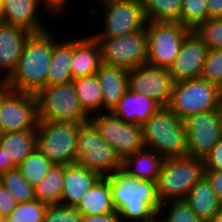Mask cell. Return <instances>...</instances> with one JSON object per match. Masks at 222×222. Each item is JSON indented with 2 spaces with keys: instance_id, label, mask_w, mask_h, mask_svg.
I'll return each mask as SVG.
<instances>
[{
  "instance_id": "ac0fdd59",
  "label": "cell",
  "mask_w": 222,
  "mask_h": 222,
  "mask_svg": "<svg viewBox=\"0 0 222 222\" xmlns=\"http://www.w3.org/2000/svg\"><path fill=\"white\" fill-rule=\"evenodd\" d=\"M161 107L147 95L127 90L110 112L126 123L142 126Z\"/></svg>"
},
{
  "instance_id": "484cf974",
  "label": "cell",
  "mask_w": 222,
  "mask_h": 222,
  "mask_svg": "<svg viewBox=\"0 0 222 222\" xmlns=\"http://www.w3.org/2000/svg\"><path fill=\"white\" fill-rule=\"evenodd\" d=\"M73 57V40L58 41L54 38V48L47 74V86L63 84L73 80L71 61Z\"/></svg>"
},
{
  "instance_id": "f907efd6",
  "label": "cell",
  "mask_w": 222,
  "mask_h": 222,
  "mask_svg": "<svg viewBox=\"0 0 222 222\" xmlns=\"http://www.w3.org/2000/svg\"><path fill=\"white\" fill-rule=\"evenodd\" d=\"M6 221V217L3 215H0V222H5Z\"/></svg>"
},
{
  "instance_id": "2e32d148",
  "label": "cell",
  "mask_w": 222,
  "mask_h": 222,
  "mask_svg": "<svg viewBox=\"0 0 222 222\" xmlns=\"http://www.w3.org/2000/svg\"><path fill=\"white\" fill-rule=\"evenodd\" d=\"M209 49L201 38L191 30L184 38L179 53L168 68L175 82L199 78L202 74Z\"/></svg>"
},
{
  "instance_id": "f6af8a7d",
  "label": "cell",
  "mask_w": 222,
  "mask_h": 222,
  "mask_svg": "<svg viewBox=\"0 0 222 222\" xmlns=\"http://www.w3.org/2000/svg\"><path fill=\"white\" fill-rule=\"evenodd\" d=\"M17 168L12 160L8 157V155L6 154V151H4L1 147H0V174L4 173V172H8L9 170H13Z\"/></svg>"
},
{
  "instance_id": "836d02e7",
  "label": "cell",
  "mask_w": 222,
  "mask_h": 222,
  "mask_svg": "<svg viewBox=\"0 0 222 222\" xmlns=\"http://www.w3.org/2000/svg\"><path fill=\"white\" fill-rule=\"evenodd\" d=\"M47 207V203L37 199L18 203L6 220L9 222H43Z\"/></svg>"
},
{
  "instance_id": "603a6c76",
  "label": "cell",
  "mask_w": 222,
  "mask_h": 222,
  "mask_svg": "<svg viewBox=\"0 0 222 222\" xmlns=\"http://www.w3.org/2000/svg\"><path fill=\"white\" fill-rule=\"evenodd\" d=\"M164 160L157 152L144 148L125 157L121 170L133 178L156 182Z\"/></svg>"
},
{
  "instance_id": "74e56055",
  "label": "cell",
  "mask_w": 222,
  "mask_h": 222,
  "mask_svg": "<svg viewBox=\"0 0 222 222\" xmlns=\"http://www.w3.org/2000/svg\"><path fill=\"white\" fill-rule=\"evenodd\" d=\"M82 214L73 206L62 204L48 205L43 222H81Z\"/></svg>"
},
{
  "instance_id": "7402d4cb",
  "label": "cell",
  "mask_w": 222,
  "mask_h": 222,
  "mask_svg": "<svg viewBox=\"0 0 222 222\" xmlns=\"http://www.w3.org/2000/svg\"><path fill=\"white\" fill-rule=\"evenodd\" d=\"M96 75L101 85L102 110L110 112L128 90V70L101 64Z\"/></svg>"
},
{
  "instance_id": "b9f144b4",
  "label": "cell",
  "mask_w": 222,
  "mask_h": 222,
  "mask_svg": "<svg viewBox=\"0 0 222 222\" xmlns=\"http://www.w3.org/2000/svg\"><path fill=\"white\" fill-rule=\"evenodd\" d=\"M81 222H120L118 212L109 214L82 216Z\"/></svg>"
},
{
  "instance_id": "5b68a950",
  "label": "cell",
  "mask_w": 222,
  "mask_h": 222,
  "mask_svg": "<svg viewBox=\"0 0 222 222\" xmlns=\"http://www.w3.org/2000/svg\"><path fill=\"white\" fill-rule=\"evenodd\" d=\"M74 164L107 177L121 169L122 160L89 120L79 126Z\"/></svg>"
},
{
  "instance_id": "f5cc1de1",
  "label": "cell",
  "mask_w": 222,
  "mask_h": 222,
  "mask_svg": "<svg viewBox=\"0 0 222 222\" xmlns=\"http://www.w3.org/2000/svg\"><path fill=\"white\" fill-rule=\"evenodd\" d=\"M2 23H3V22H2L1 13H0V25H1Z\"/></svg>"
},
{
  "instance_id": "4fadbf2b",
  "label": "cell",
  "mask_w": 222,
  "mask_h": 222,
  "mask_svg": "<svg viewBox=\"0 0 222 222\" xmlns=\"http://www.w3.org/2000/svg\"><path fill=\"white\" fill-rule=\"evenodd\" d=\"M38 101L35 94L10 90L0 102V131L36 130Z\"/></svg>"
},
{
  "instance_id": "cb8c5ba5",
  "label": "cell",
  "mask_w": 222,
  "mask_h": 222,
  "mask_svg": "<svg viewBox=\"0 0 222 222\" xmlns=\"http://www.w3.org/2000/svg\"><path fill=\"white\" fill-rule=\"evenodd\" d=\"M185 201L203 222H212L221 206L205 176L193 185Z\"/></svg>"
},
{
  "instance_id": "3957f363",
  "label": "cell",
  "mask_w": 222,
  "mask_h": 222,
  "mask_svg": "<svg viewBox=\"0 0 222 222\" xmlns=\"http://www.w3.org/2000/svg\"><path fill=\"white\" fill-rule=\"evenodd\" d=\"M144 147L164 159L185 156L187 137L184 121L168 107H161L142 125Z\"/></svg>"
},
{
  "instance_id": "83f0119b",
  "label": "cell",
  "mask_w": 222,
  "mask_h": 222,
  "mask_svg": "<svg viewBox=\"0 0 222 222\" xmlns=\"http://www.w3.org/2000/svg\"><path fill=\"white\" fill-rule=\"evenodd\" d=\"M73 83L81 107L89 116L102 110L101 85L96 74L74 79Z\"/></svg>"
},
{
  "instance_id": "4dcf8cb0",
  "label": "cell",
  "mask_w": 222,
  "mask_h": 222,
  "mask_svg": "<svg viewBox=\"0 0 222 222\" xmlns=\"http://www.w3.org/2000/svg\"><path fill=\"white\" fill-rule=\"evenodd\" d=\"M52 163L37 147L17 167L24 179L33 187L47 175Z\"/></svg>"
},
{
  "instance_id": "9a60e30c",
  "label": "cell",
  "mask_w": 222,
  "mask_h": 222,
  "mask_svg": "<svg viewBox=\"0 0 222 222\" xmlns=\"http://www.w3.org/2000/svg\"><path fill=\"white\" fill-rule=\"evenodd\" d=\"M174 81L167 68L143 64L128 70L129 91L143 93L162 107H168L172 97Z\"/></svg>"
},
{
  "instance_id": "7dc6e473",
  "label": "cell",
  "mask_w": 222,
  "mask_h": 222,
  "mask_svg": "<svg viewBox=\"0 0 222 222\" xmlns=\"http://www.w3.org/2000/svg\"><path fill=\"white\" fill-rule=\"evenodd\" d=\"M212 222H222V204H221L220 209L217 212L216 216L212 220Z\"/></svg>"
},
{
  "instance_id": "60d3db41",
  "label": "cell",
  "mask_w": 222,
  "mask_h": 222,
  "mask_svg": "<svg viewBox=\"0 0 222 222\" xmlns=\"http://www.w3.org/2000/svg\"><path fill=\"white\" fill-rule=\"evenodd\" d=\"M204 176L208 179L217 198L222 204V171L205 170Z\"/></svg>"
},
{
  "instance_id": "ee69618b",
  "label": "cell",
  "mask_w": 222,
  "mask_h": 222,
  "mask_svg": "<svg viewBox=\"0 0 222 222\" xmlns=\"http://www.w3.org/2000/svg\"><path fill=\"white\" fill-rule=\"evenodd\" d=\"M208 18H222V0H208Z\"/></svg>"
},
{
  "instance_id": "e0dca14e",
  "label": "cell",
  "mask_w": 222,
  "mask_h": 222,
  "mask_svg": "<svg viewBox=\"0 0 222 222\" xmlns=\"http://www.w3.org/2000/svg\"><path fill=\"white\" fill-rule=\"evenodd\" d=\"M43 0H4L1 11L2 22L21 26L30 33L45 31V23L39 18L38 10Z\"/></svg>"
},
{
  "instance_id": "9c48e42d",
  "label": "cell",
  "mask_w": 222,
  "mask_h": 222,
  "mask_svg": "<svg viewBox=\"0 0 222 222\" xmlns=\"http://www.w3.org/2000/svg\"><path fill=\"white\" fill-rule=\"evenodd\" d=\"M145 27L148 46L146 63L168 69L191 30L177 22H147Z\"/></svg>"
},
{
  "instance_id": "d590c367",
  "label": "cell",
  "mask_w": 222,
  "mask_h": 222,
  "mask_svg": "<svg viewBox=\"0 0 222 222\" xmlns=\"http://www.w3.org/2000/svg\"><path fill=\"white\" fill-rule=\"evenodd\" d=\"M194 32L209 50L222 49V18H208Z\"/></svg>"
},
{
  "instance_id": "6da1fadb",
  "label": "cell",
  "mask_w": 222,
  "mask_h": 222,
  "mask_svg": "<svg viewBox=\"0 0 222 222\" xmlns=\"http://www.w3.org/2000/svg\"><path fill=\"white\" fill-rule=\"evenodd\" d=\"M107 177L120 222H157L161 203L156 182L133 178L121 169Z\"/></svg>"
},
{
  "instance_id": "1f68e13d",
  "label": "cell",
  "mask_w": 222,
  "mask_h": 222,
  "mask_svg": "<svg viewBox=\"0 0 222 222\" xmlns=\"http://www.w3.org/2000/svg\"><path fill=\"white\" fill-rule=\"evenodd\" d=\"M0 184L8 189L18 203L36 199L34 187L15 168L0 174Z\"/></svg>"
},
{
  "instance_id": "d6a6232c",
  "label": "cell",
  "mask_w": 222,
  "mask_h": 222,
  "mask_svg": "<svg viewBox=\"0 0 222 222\" xmlns=\"http://www.w3.org/2000/svg\"><path fill=\"white\" fill-rule=\"evenodd\" d=\"M208 0H182L180 23L195 30L208 19Z\"/></svg>"
},
{
  "instance_id": "44dd1931",
  "label": "cell",
  "mask_w": 222,
  "mask_h": 222,
  "mask_svg": "<svg viewBox=\"0 0 222 222\" xmlns=\"http://www.w3.org/2000/svg\"><path fill=\"white\" fill-rule=\"evenodd\" d=\"M101 176L85 167L76 164L64 165L63 190L61 203L76 207L82 196Z\"/></svg>"
},
{
  "instance_id": "8d00e7d4",
  "label": "cell",
  "mask_w": 222,
  "mask_h": 222,
  "mask_svg": "<svg viewBox=\"0 0 222 222\" xmlns=\"http://www.w3.org/2000/svg\"><path fill=\"white\" fill-rule=\"evenodd\" d=\"M200 77L222 88V49L208 51Z\"/></svg>"
},
{
  "instance_id": "d6986e66",
  "label": "cell",
  "mask_w": 222,
  "mask_h": 222,
  "mask_svg": "<svg viewBox=\"0 0 222 222\" xmlns=\"http://www.w3.org/2000/svg\"><path fill=\"white\" fill-rule=\"evenodd\" d=\"M30 32L21 26L0 25V72L7 71L0 81L6 80L15 70L25 40Z\"/></svg>"
},
{
  "instance_id": "c3c4849f",
  "label": "cell",
  "mask_w": 222,
  "mask_h": 222,
  "mask_svg": "<svg viewBox=\"0 0 222 222\" xmlns=\"http://www.w3.org/2000/svg\"><path fill=\"white\" fill-rule=\"evenodd\" d=\"M219 119H220V125H221V134H222V103L219 108Z\"/></svg>"
},
{
  "instance_id": "f35d334b",
  "label": "cell",
  "mask_w": 222,
  "mask_h": 222,
  "mask_svg": "<svg viewBox=\"0 0 222 222\" xmlns=\"http://www.w3.org/2000/svg\"><path fill=\"white\" fill-rule=\"evenodd\" d=\"M205 170L222 171V138L204 159Z\"/></svg>"
},
{
  "instance_id": "5bb4252c",
  "label": "cell",
  "mask_w": 222,
  "mask_h": 222,
  "mask_svg": "<svg viewBox=\"0 0 222 222\" xmlns=\"http://www.w3.org/2000/svg\"><path fill=\"white\" fill-rule=\"evenodd\" d=\"M187 137L186 155L205 159L222 138L219 109L200 112L184 120Z\"/></svg>"
},
{
  "instance_id": "f1b7e54d",
  "label": "cell",
  "mask_w": 222,
  "mask_h": 222,
  "mask_svg": "<svg viewBox=\"0 0 222 222\" xmlns=\"http://www.w3.org/2000/svg\"><path fill=\"white\" fill-rule=\"evenodd\" d=\"M63 176L64 165L53 164L42 181L34 186L36 199L48 205L60 204L63 190Z\"/></svg>"
},
{
  "instance_id": "ab89813d",
  "label": "cell",
  "mask_w": 222,
  "mask_h": 222,
  "mask_svg": "<svg viewBox=\"0 0 222 222\" xmlns=\"http://www.w3.org/2000/svg\"><path fill=\"white\" fill-rule=\"evenodd\" d=\"M18 202L13 195L0 184V215L7 217L16 208Z\"/></svg>"
},
{
  "instance_id": "ffe728a7",
  "label": "cell",
  "mask_w": 222,
  "mask_h": 222,
  "mask_svg": "<svg viewBox=\"0 0 222 222\" xmlns=\"http://www.w3.org/2000/svg\"><path fill=\"white\" fill-rule=\"evenodd\" d=\"M101 64V49L93 34L73 39L71 61L73 80L96 74Z\"/></svg>"
},
{
  "instance_id": "4316f807",
  "label": "cell",
  "mask_w": 222,
  "mask_h": 222,
  "mask_svg": "<svg viewBox=\"0 0 222 222\" xmlns=\"http://www.w3.org/2000/svg\"><path fill=\"white\" fill-rule=\"evenodd\" d=\"M0 147L6 151L13 164L18 167L36 148V130L2 133Z\"/></svg>"
},
{
  "instance_id": "681fc988",
  "label": "cell",
  "mask_w": 222,
  "mask_h": 222,
  "mask_svg": "<svg viewBox=\"0 0 222 222\" xmlns=\"http://www.w3.org/2000/svg\"><path fill=\"white\" fill-rule=\"evenodd\" d=\"M99 1V0H98ZM114 1H120V0H100V2L104 5L110 2H114Z\"/></svg>"
},
{
  "instance_id": "8fae6325",
  "label": "cell",
  "mask_w": 222,
  "mask_h": 222,
  "mask_svg": "<svg viewBox=\"0 0 222 222\" xmlns=\"http://www.w3.org/2000/svg\"><path fill=\"white\" fill-rule=\"evenodd\" d=\"M96 113L90 116V121L121 160L145 148L141 125L126 123L111 112Z\"/></svg>"
},
{
  "instance_id": "277c9868",
  "label": "cell",
  "mask_w": 222,
  "mask_h": 222,
  "mask_svg": "<svg viewBox=\"0 0 222 222\" xmlns=\"http://www.w3.org/2000/svg\"><path fill=\"white\" fill-rule=\"evenodd\" d=\"M204 172V159L188 155L165 159L156 181L160 203L185 200Z\"/></svg>"
},
{
  "instance_id": "ba28073f",
  "label": "cell",
  "mask_w": 222,
  "mask_h": 222,
  "mask_svg": "<svg viewBox=\"0 0 222 222\" xmlns=\"http://www.w3.org/2000/svg\"><path fill=\"white\" fill-rule=\"evenodd\" d=\"M36 97L39 120L80 124L90 120L77 98L73 80L42 88Z\"/></svg>"
},
{
  "instance_id": "7a4b0ae2",
  "label": "cell",
  "mask_w": 222,
  "mask_h": 222,
  "mask_svg": "<svg viewBox=\"0 0 222 222\" xmlns=\"http://www.w3.org/2000/svg\"><path fill=\"white\" fill-rule=\"evenodd\" d=\"M53 36L47 29L29 34L15 70L6 79L12 91L36 95L46 87L54 48Z\"/></svg>"
},
{
  "instance_id": "bcb514c9",
  "label": "cell",
  "mask_w": 222,
  "mask_h": 222,
  "mask_svg": "<svg viewBox=\"0 0 222 222\" xmlns=\"http://www.w3.org/2000/svg\"><path fill=\"white\" fill-rule=\"evenodd\" d=\"M11 90L6 80L0 81V102L3 97Z\"/></svg>"
},
{
  "instance_id": "52a82bcc",
  "label": "cell",
  "mask_w": 222,
  "mask_h": 222,
  "mask_svg": "<svg viewBox=\"0 0 222 222\" xmlns=\"http://www.w3.org/2000/svg\"><path fill=\"white\" fill-rule=\"evenodd\" d=\"M80 123L38 120L36 129L37 149L55 165L75 162Z\"/></svg>"
},
{
  "instance_id": "8992f818",
  "label": "cell",
  "mask_w": 222,
  "mask_h": 222,
  "mask_svg": "<svg viewBox=\"0 0 222 222\" xmlns=\"http://www.w3.org/2000/svg\"><path fill=\"white\" fill-rule=\"evenodd\" d=\"M221 89L203 78L175 82L168 108L182 121L189 116L219 109Z\"/></svg>"
},
{
  "instance_id": "30bf717a",
  "label": "cell",
  "mask_w": 222,
  "mask_h": 222,
  "mask_svg": "<svg viewBox=\"0 0 222 222\" xmlns=\"http://www.w3.org/2000/svg\"><path fill=\"white\" fill-rule=\"evenodd\" d=\"M95 39L101 49L102 64L127 70L146 64L148 56L146 27L126 36Z\"/></svg>"
},
{
  "instance_id": "d4e9b609",
  "label": "cell",
  "mask_w": 222,
  "mask_h": 222,
  "mask_svg": "<svg viewBox=\"0 0 222 222\" xmlns=\"http://www.w3.org/2000/svg\"><path fill=\"white\" fill-rule=\"evenodd\" d=\"M76 208L82 216L117 212L113 205L108 177H100L82 196Z\"/></svg>"
},
{
  "instance_id": "f546056e",
  "label": "cell",
  "mask_w": 222,
  "mask_h": 222,
  "mask_svg": "<svg viewBox=\"0 0 222 222\" xmlns=\"http://www.w3.org/2000/svg\"><path fill=\"white\" fill-rule=\"evenodd\" d=\"M147 22L180 23L182 0H141Z\"/></svg>"
},
{
  "instance_id": "7c38bea8",
  "label": "cell",
  "mask_w": 222,
  "mask_h": 222,
  "mask_svg": "<svg viewBox=\"0 0 222 222\" xmlns=\"http://www.w3.org/2000/svg\"><path fill=\"white\" fill-rule=\"evenodd\" d=\"M104 28L95 38H115L135 33L146 26L141 0H120L104 4Z\"/></svg>"
},
{
  "instance_id": "7bdbcfd3",
  "label": "cell",
  "mask_w": 222,
  "mask_h": 222,
  "mask_svg": "<svg viewBox=\"0 0 222 222\" xmlns=\"http://www.w3.org/2000/svg\"><path fill=\"white\" fill-rule=\"evenodd\" d=\"M43 1L46 12L48 13L49 11L50 14L53 13L52 15L56 16L59 13H62V11L65 12L64 8L67 6L68 0H43Z\"/></svg>"
},
{
  "instance_id": "816d5d0a",
  "label": "cell",
  "mask_w": 222,
  "mask_h": 222,
  "mask_svg": "<svg viewBox=\"0 0 222 222\" xmlns=\"http://www.w3.org/2000/svg\"><path fill=\"white\" fill-rule=\"evenodd\" d=\"M3 3H4V0H0V13H1L2 8H3Z\"/></svg>"
},
{
  "instance_id": "e575fe53",
  "label": "cell",
  "mask_w": 222,
  "mask_h": 222,
  "mask_svg": "<svg viewBox=\"0 0 222 222\" xmlns=\"http://www.w3.org/2000/svg\"><path fill=\"white\" fill-rule=\"evenodd\" d=\"M165 206V207H164ZM170 206V207H167ZM169 209L164 218L160 213L163 209ZM160 216V217H159ZM157 222H203L190 208L185 200L167 201L162 203L157 212ZM162 217V219H161Z\"/></svg>"
}]
</instances>
